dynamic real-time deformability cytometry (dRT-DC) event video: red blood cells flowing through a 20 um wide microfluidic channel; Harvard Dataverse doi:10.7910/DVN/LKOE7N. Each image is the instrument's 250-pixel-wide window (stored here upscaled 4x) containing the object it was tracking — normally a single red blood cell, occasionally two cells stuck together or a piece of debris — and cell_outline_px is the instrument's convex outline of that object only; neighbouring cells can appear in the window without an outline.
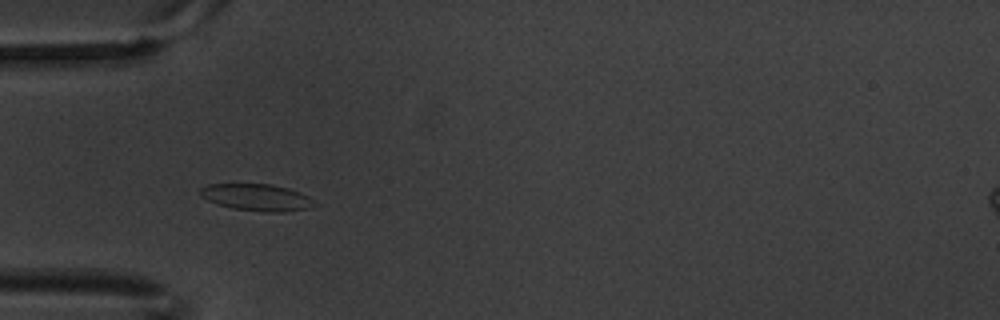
{"species": "common noctule bat (a hibernating species)", "species_latin": "Nyctalus noctula", "temperature_condition": "warm", "stored_images_in_passage": 5, "camera_frame_rate_fps": 3000, "um_per_image_px": 0.085, "animal": {"sex": "male", "body_mass_g": 20.1, "forearm_length_mm": 53.5}, "frame": {"image": 1, "passage_image": 4, "time_ms": 1.0, "image_size_px": [1000, 320], "cell_outline_px": [[320, 204], [308, 208], [284, 212], [260, 212], [232, 208], [216, 204], [200, 196], [200, 188], [208, 184], [272, 184], [288, 188], [300, 192], [308, 196]], "centroid_in_image_um": [21.85, 16.78], "position_along_channel_um": 63.2, "area_um2": 18.09}}